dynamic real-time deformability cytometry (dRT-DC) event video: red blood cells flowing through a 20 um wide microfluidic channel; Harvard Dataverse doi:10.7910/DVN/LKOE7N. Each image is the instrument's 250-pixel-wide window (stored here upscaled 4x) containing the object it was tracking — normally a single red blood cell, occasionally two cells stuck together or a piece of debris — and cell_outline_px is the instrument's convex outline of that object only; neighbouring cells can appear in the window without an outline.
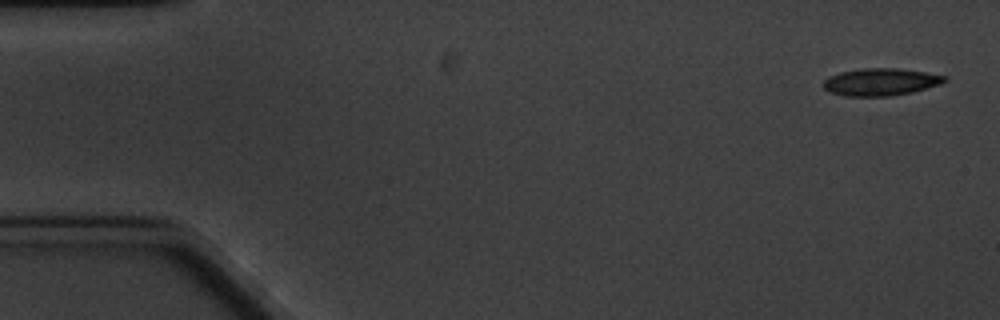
{"species": "common noctule bat (a hibernating species)", "species_latin": "Nyctalus noctula", "temperature_condition": "cold", "stored_images_in_passage": 5, "camera_frame_rate_fps": 3000, "um_per_image_px": 0.085, "animal": {"sex": "male", "body_mass_g": 20.1, "forearm_length_mm": 53.5}, "frame": {"image": 1, "passage_image": 1, "time_ms": 0.0, "image_size_px": [1000, 320], "cell_outline_px": [[948, 80], [940, 84], [912, 92], [892, 96], [844, 96], [828, 92], [824, 88], [824, 80], [828, 76], [840, 72], [864, 68], [896, 68], [924, 72], [948, 76]], "centroid_in_image_um": [74.85, 6.97], "position_along_channel_um": 10.2, "area_um2": 19.36}}
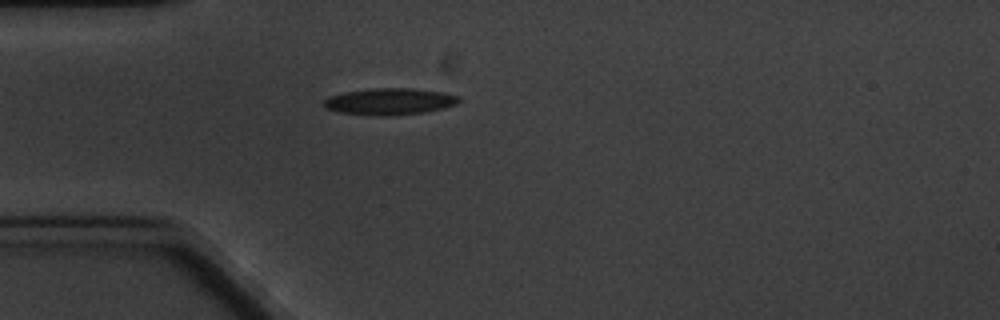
{"frame": {"image": 2, "passage_image": 5, "time_ms": 4.667, "image_size_px": [1000, 320], "cell_outline_px": [[460, 100], [456, 104], [444, 108], [424, 112], [392, 116], [372, 116], [340, 112], [328, 108], [324, 104], [324, 100], [328, 96], [344, 92], [376, 88], [412, 88], [444, 92], [460, 96]], "centroid_in_image_um": [33.15, 8.63], "position_along_channel_um": 51.8, "area_um2": 21.04}}